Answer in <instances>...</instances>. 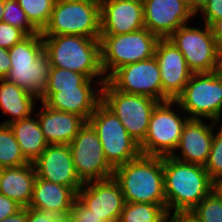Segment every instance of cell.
Here are the masks:
<instances>
[{
  "mask_svg": "<svg viewBox=\"0 0 222 222\" xmlns=\"http://www.w3.org/2000/svg\"><path fill=\"white\" fill-rule=\"evenodd\" d=\"M163 172L168 214H189L212 192V180L202 165L163 156Z\"/></svg>",
  "mask_w": 222,
  "mask_h": 222,
  "instance_id": "cell-1",
  "label": "cell"
},
{
  "mask_svg": "<svg viewBox=\"0 0 222 222\" xmlns=\"http://www.w3.org/2000/svg\"><path fill=\"white\" fill-rule=\"evenodd\" d=\"M44 52L50 66L68 69L84 74L103 86L105 75L101 66L100 38H89L76 35L42 36ZM102 77V78H101ZM97 81V82H96Z\"/></svg>",
  "mask_w": 222,
  "mask_h": 222,
  "instance_id": "cell-2",
  "label": "cell"
},
{
  "mask_svg": "<svg viewBox=\"0 0 222 222\" xmlns=\"http://www.w3.org/2000/svg\"><path fill=\"white\" fill-rule=\"evenodd\" d=\"M126 202L166 204L163 156L140 154L114 169Z\"/></svg>",
  "mask_w": 222,
  "mask_h": 222,
  "instance_id": "cell-3",
  "label": "cell"
},
{
  "mask_svg": "<svg viewBox=\"0 0 222 222\" xmlns=\"http://www.w3.org/2000/svg\"><path fill=\"white\" fill-rule=\"evenodd\" d=\"M8 52L11 68L5 79L40 100L48 84L50 70L41 33L28 35Z\"/></svg>",
  "mask_w": 222,
  "mask_h": 222,
  "instance_id": "cell-4",
  "label": "cell"
},
{
  "mask_svg": "<svg viewBox=\"0 0 222 222\" xmlns=\"http://www.w3.org/2000/svg\"><path fill=\"white\" fill-rule=\"evenodd\" d=\"M174 104L180 112L188 114L189 119H209L221 124L222 72L192 74Z\"/></svg>",
  "mask_w": 222,
  "mask_h": 222,
  "instance_id": "cell-5",
  "label": "cell"
},
{
  "mask_svg": "<svg viewBox=\"0 0 222 222\" xmlns=\"http://www.w3.org/2000/svg\"><path fill=\"white\" fill-rule=\"evenodd\" d=\"M42 36L76 35L100 38L98 0H55Z\"/></svg>",
  "mask_w": 222,
  "mask_h": 222,
  "instance_id": "cell-6",
  "label": "cell"
},
{
  "mask_svg": "<svg viewBox=\"0 0 222 222\" xmlns=\"http://www.w3.org/2000/svg\"><path fill=\"white\" fill-rule=\"evenodd\" d=\"M159 40L146 28L118 35L100 34L101 66L105 78L124 65L154 57Z\"/></svg>",
  "mask_w": 222,
  "mask_h": 222,
  "instance_id": "cell-7",
  "label": "cell"
},
{
  "mask_svg": "<svg viewBox=\"0 0 222 222\" xmlns=\"http://www.w3.org/2000/svg\"><path fill=\"white\" fill-rule=\"evenodd\" d=\"M88 122L97 132L106 161L113 169L141 154L139 144L128 134L118 117L102 102L91 114Z\"/></svg>",
  "mask_w": 222,
  "mask_h": 222,
  "instance_id": "cell-8",
  "label": "cell"
},
{
  "mask_svg": "<svg viewBox=\"0 0 222 222\" xmlns=\"http://www.w3.org/2000/svg\"><path fill=\"white\" fill-rule=\"evenodd\" d=\"M101 93L102 103L118 117L128 134L140 145L147 135L151 114L159 101L120 92L107 81Z\"/></svg>",
  "mask_w": 222,
  "mask_h": 222,
  "instance_id": "cell-9",
  "label": "cell"
},
{
  "mask_svg": "<svg viewBox=\"0 0 222 222\" xmlns=\"http://www.w3.org/2000/svg\"><path fill=\"white\" fill-rule=\"evenodd\" d=\"M203 25L201 29L184 24L168 38L183 54L193 74L219 70L220 49L210 26Z\"/></svg>",
  "mask_w": 222,
  "mask_h": 222,
  "instance_id": "cell-10",
  "label": "cell"
},
{
  "mask_svg": "<svg viewBox=\"0 0 222 222\" xmlns=\"http://www.w3.org/2000/svg\"><path fill=\"white\" fill-rule=\"evenodd\" d=\"M174 100L159 102L153 110L147 135L139 145L143 155L171 156L178 147L182 129L189 119L172 110Z\"/></svg>",
  "mask_w": 222,
  "mask_h": 222,
  "instance_id": "cell-11",
  "label": "cell"
},
{
  "mask_svg": "<svg viewBox=\"0 0 222 222\" xmlns=\"http://www.w3.org/2000/svg\"><path fill=\"white\" fill-rule=\"evenodd\" d=\"M106 81L120 92L143 95L159 102L171 100L162 91L160 68L155 56L118 68Z\"/></svg>",
  "mask_w": 222,
  "mask_h": 222,
  "instance_id": "cell-12",
  "label": "cell"
},
{
  "mask_svg": "<svg viewBox=\"0 0 222 222\" xmlns=\"http://www.w3.org/2000/svg\"><path fill=\"white\" fill-rule=\"evenodd\" d=\"M76 173L83 182L113 177L114 169L106 161L98 134L89 122L69 144Z\"/></svg>",
  "mask_w": 222,
  "mask_h": 222,
  "instance_id": "cell-13",
  "label": "cell"
},
{
  "mask_svg": "<svg viewBox=\"0 0 222 222\" xmlns=\"http://www.w3.org/2000/svg\"><path fill=\"white\" fill-rule=\"evenodd\" d=\"M77 199L105 222H118L126 203L113 177L84 183L77 192Z\"/></svg>",
  "mask_w": 222,
  "mask_h": 222,
  "instance_id": "cell-14",
  "label": "cell"
},
{
  "mask_svg": "<svg viewBox=\"0 0 222 222\" xmlns=\"http://www.w3.org/2000/svg\"><path fill=\"white\" fill-rule=\"evenodd\" d=\"M144 26L160 39H168L196 15L186 0H142Z\"/></svg>",
  "mask_w": 222,
  "mask_h": 222,
  "instance_id": "cell-15",
  "label": "cell"
},
{
  "mask_svg": "<svg viewBox=\"0 0 222 222\" xmlns=\"http://www.w3.org/2000/svg\"><path fill=\"white\" fill-rule=\"evenodd\" d=\"M33 165L38 178L70 187L76 193L84 184L76 173L67 144H49Z\"/></svg>",
  "mask_w": 222,
  "mask_h": 222,
  "instance_id": "cell-16",
  "label": "cell"
},
{
  "mask_svg": "<svg viewBox=\"0 0 222 222\" xmlns=\"http://www.w3.org/2000/svg\"><path fill=\"white\" fill-rule=\"evenodd\" d=\"M145 28L142 0L100 3V34H125Z\"/></svg>",
  "mask_w": 222,
  "mask_h": 222,
  "instance_id": "cell-17",
  "label": "cell"
},
{
  "mask_svg": "<svg viewBox=\"0 0 222 222\" xmlns=\"http://www.w3.org/2000/svg\"><path fill=\"white\" fill-rule=\"evenodd\" d=\"M155 58L160 68L162 91L171 100H175L193 73L188 68L183 54L169 39L158 41Z\"/></svg>",
  "mask_w": 222,
  "mask_h": 222,
  "instance_id": "cell-18",
  "label": "cell"
},
{
  "mask_svg": "<svg viewBox=\"0 0 222 222\" xmlns=\"http://www.w3.org/2000/svg\"><path fill=\"white\" fill-rule=\"evenodd\" d=\"M216 122L206 124L203 120L188 119L184 124L180 141L171 156L179 161L205 166L214 138ZM181 154V155H180Z\"/></svg>",
  "mask_w": 222,
  "mask_h": 222,
  "instance_id": "cell-19",
  "label": "cell"
},
{
  "mask_svg": "<svg viewBox=\"0 0 222 222\" xmlns=\"http://www.w3.org/2000/svg\"><path fill=\"white\" fill-rule=\"evenodd\" d=\"M97 87V91L60 89V92H44L40 101L52 109L82 116L88 122L91 114L102 102V86Z\"/></svg>",
  "mask_w": 222,
  "mask_h": 222,
  "instance_id": "cell-20",
  "label": "cell"
},
{
  "mask_svg": "<svg viewBox=\"0 0 222 222\" xmlns=\"http://www.w3.org/2000/svg\"><path fill=\"white\" fill-rule=\"evenodd\" d=\"M41 104L43 108L36 116L47 143L69 145L87 121L82 116Z\"/></svg>",
  "mask_w": 222,
  "mask_h": 222,
  "instance_id": "cell-21",
  "label": "cell"
},
{
  "mask_svg": "<svg viewBox=\"0 0 222 222\" xmlns=\"http://www.w3.org/2000/svg\"><path fill=\"white\" fill-rule=\"evenodd\" d=\"M76 199L77 193L72 188L37 177L28 207L38 210L52 209L67 218Z\"/></svg>",
  "mask_w": 222,
  "mask_h": 222,
  "instance_id": "cell-22",
  "label": "cell"
},
{
  "mask_svg": "<svg viewBox=\"0 0 222 222\" xmlns=\"http://www.w3.org/2000/svg\"><path fill=\"white\" fill-rule=\"evenodd\" d=\"M36 178L33 163L5 168L0 180V193L16 201L22 207H28Z\"/></svg>",
  "mask_w": 222,
  "mask_h": 222,
  "instance_id": "cell-23",
  "label": "cell"
},
{
  "mask_svg": "<svg viewBox=\"0 0 222 222\" xmlns=\"http://www.w3.org/2000/svg\"><path fill=\"white\" fill-rule=\"evenodd\" d=\"M35 99L39 101L15 83L0 79V108L3 110V114L12 116L11 119L8 118L1 124L9 125L12 122L30 117L34 111Z\"/></svg>",
  "mask_w": 222,
  "mask_h": 222,
  "instance_id": "cell-24",
  "label": "cell"
},
{
  "mask_svg": "<svg viewBox=\"0 0 222 222\" xmlns=\"http://www.w3.org/2000/svg\"><path fill=\"white\" fill-rule=\"evenodd\" d=\"M21 152L33 163L49 145L39 125L38 117H27L9 124Z\"/></svg>",
  "mask_w": 222,
  "mask_h": 222,
  "instance_id": "cell-25",
  "label": "cell"
},
{
  "mask_svg": "<svg viewBox=\"0 0 222 222\" xmlns=\"http://www.w3.org/2000/svg\"><path fill=\"white\" fill-rule=\"evenodd\" d=\"M166 204L126 202L118 222H165Z\"/></svg>",
  "mask_w": 222,
  "mask_h": 222,
  "instance_id": "cell-26",
  "label": "cell"
},
{
  "mask_svg": "<svg viewBox=\"0 0 222 222\" xmlns=\"http://www.w3.org/2000/svg\"><path fill=\"white\" fill-rule=\"evenodd\" d=\"M92 79L68 69L51 67L45 92H60V89H94Z\"/></svg>",
  "mask_w": 222,
  "mask_h": 222,
  "instance_id": "cell-27",
  "label": "cell"
},
{
  "mask_svg": "<svg viewBox=\"0 0 222 222\" xmlns=\"http://www.w3.org/2000/svg\"><path fill=\"white\" fill-rule=\"evenodd\" d=\"M28 163L9 125L0 124V166L5 169Z\"/></svg>",
  "mask_w": 222,
  "mask_h": 222,
  "instance_id": "cell-28",
  "label": "cell"
},
{
  "mask_svg": "<svg viewBox=\"0 0 222 222\" xmlns=\"http://www.w3.org/2000/svg\"><path fill=\"white\" fill-rule=\"evenodd\" d=\"M29 22L41 32L47 25L55 0H17Z\"/></svg>",
  "mask_w": 222,
  "mask_h": 222,
  "instance_id": "cell-29",
  "label": "cell"
},
{
  "mask_svg": "<svg viewBox=\"0 0 222 222\" xmlns=\"http://www.w3.org/2000/svg\"><path fill=\"white\" fill-rule=\"evenodd\" d=\"M189 214L197 222H222V200L211 192Z\"/></svg>",
  "mask_w": 222,
  "mask_h": 222,
  "instance_id": "cell-30",
  "label": "cell"
},
{
  "mask_svg": "<svg viewBox=\"0 0 222 222\" xmlns=\"http://www.w3.org/2000/svg\"><path fill=\"white\" fill-rule=\"evenodd\" d=\"M2 21L23 30L27 35L39 33L27 19L17 0H4Z\"/></svg>",
  "mask_w": 222,
  "mask_h": 222,
  "instance_id": "cell-31",
  "label": "cell"
},
{
  "mask_svg": "<svg viewBox=\"0 0 222 222\" xmlns=\"http://www.w3.org/2000/svg\"><path fill=\"white\" fill-rule=\"evenodd\" d=\"M219 126L221 128L216 131V134L214 132L209 157L204 166L212 181L222 177V123Z\"/></svg>",
  "mask_w": 222,
  "mask_h": 222,
  "instance_id": "cell-32",
  "label": "cell"
},
{
  "mask_svg": "<svg viewBox=\"0 0 222 222\" xmlns=\"http://www.w3.org/2000/svg\"><path fill=\"white\" fill-rule=\"evenodd\" d=\"M27 36L28 35L23 30L14 27L7 22H0V47L9 50Z\"/></svg>",
  "mask_w": 222,
  "mask_h": 222,
  "instance_id": "cell-33",
  "label": "cell"
},
{
  "mask_svg": "<svg viewBox=\"0 0 222 222\" xmlns=\"http://www.w3.org/2000/svg\"><path fill=\"white\" fill-rule=\"evenodd\" d=\"M69 222H105L102 218L93 214L78 199L73 202V206L66 218Z\"/></svg>",
  "mask_w": 222,
  "mask_h": 222,
  "instance_id": "cell-34",
  "label": "cell"
},
{
  "mask_svg": "<svg viewBox=\"0 0 222 222\" xmlns=\"http://www.w3.org/2000/svg\"><path fill=\"white\" fill-rule=\"evenodd\" d=\"M65 219L66 217L59 211L27 207V222H63Z\"/></svg>",
  "mask_w": 222,
  "mask_h": 222,
  "instance_id": "cell-35",
  "label": "cell"
},
{
  "mask_svg": "<svg viewBox=\"0 0 222 222\" xmlns=\"http://www.w3.org/2000/svg\"><path fill=\"white\" fill-rule=\"evenodd\" d=\"M199 13L204 17V23L210 26L215 20L222 18V0H208L197 14Z\"/></svg>",
  "mask_w": 222,
  "mask_h": 222,
  "instance_id": "cell-36",
  "label": "cell"
},
{
  "mask_svg": "<svg viewBox=\"0 0 222 222\" xmlns=\"http://www.w3.org/2000/svg\"><path fill=\"white\" fill-rule=\"evenodd\" d=\"M22 208L16 201L0 193V221L15 214Z\"/></svg>",
  "mask_w": 222,
  "mask_h": 222,
  "instance_id": "cell-37",
  "label": "cell"
},
{
  "mask_svg": "<svg viewBox=\"0 0 222 222\" xmlns=\"http://www.w3.org/2000/svg\"><path fill=\"white\" fill-rule=\"evenodd\" d=\"M11 68L8 49L0 47V79H5Z\"/></svg>",
  "mask_w": 222,
  "mask_h": 222,
  "instance_id": "cell-38",
  "label": "cell"
},
{
  "mask_svg": "<svg viewBox=\"0 0 222 222\" xmlns=\"http://www.w3.org/2000/svg\"><path fill=\"white\" fill-rule=\"evenodd\" d=\"M213 37L217 42L219 49L222 47V18L215 20L210 25Z\"/></svg>",
  "mask_w": 222,
  "mask_h": 222,
  "instance_id": "cell-39",
  "label": "cell"
},
{
  "mask_svg": "<svg viewBox=\"0 0 222 222\" xmlns=\"http://www.w3.org/2000/svg\"><path fill=\"white\" fill-rule=\"evenodd\" d=\"M0 222H27V207H22L15 214L6 217Z\"/></svg>",
  "mask_w": 222,
  "mask_h": 222,
  "instance_id": "cell-40",
  "label": "cell"
},
{
  "mask_svg": "<svg viewBox=\"0 0 222 222\" xmlns=\"http://www.w3.org/2000/svg\"><path fill=\"white\" fill-rule=\"evenodd\" d=\"M188 7L193 11L195 15L203 8L208 0H186Z\"/></svg>",
  "mask_w": 222,
  "mask_h": 222,
  "instance_id": "cell-41",
  "label": "cell"
},
{
  "mask_svg": "<svg viewBox=\"0 0 222 222\" xmlns=\"http://www.w3.org/2000/svg\"><path fill=\"white\" fill-rule=\"evenodd\" d=\"M171 222H197L191 214H172Z\"/></svg>",
  "mask_w": 222,
  "mask_h": 222,
  "instance_id": "cell-42",
  "label": "cell"
},
{
  "mask_svg": "<svg viewBox=\"0 0 222 222\" xmlns=\"http://www.w3.org/2000/svg\"><path fill=\"white\" fill-rule=\"evenodd\" d=\"M212 192L222 200V177L212 181Z\"/></svg>",
  "mask_w": 222,
  "mask_h": 222,
  "instance_id": "cell-43",
  "label": "cell"
},
{
  "mask_svg": "<svg viewBox=\"0 0 222 222\" xmlns=\"http://www.w3.org/2000/svg\"><path fill=\"white\" fill-rule=\"evenodd\" d=\"M3 12H4V0H0V22H2Z\"/></svg>",
  "mask_w": 222,
  "mask_h": 222,
  "instance_id": "cell-44",
  "label": "cell"
},
{
  "mask_svg": "<svg viewBox=\"0 0 222 222\" xmlns=\"http://www.w3.org/2000/svg\"><path fill=\"white\" fill-rule=\"evenodd\" d=\"M219 71L222 72V47L220 48V53H219Z\"/></svg>",
  "mask_w": 222,
  "mask_h": 222,
  "instance_id": "cell-45",
  "label": "cell"
},
{
  "mask_svg": "<svg viewBox=\"0 0 222 222\" xmlns=\"http://www.w3.org/2000/svg\"><path fill=\"white\" fill-rule=\"evenodd\" d=\"M165 222H171V214H168L167 220Z\"/></svg>",
  "mask_w": 222,
  "mask_h": 222,
  "instance_id": "cell-46",
  "label": "cell"
},
{
  "mask_svg": "<svg viewBox=\"0 0 222 222\" xmlns=\"http://www.w3.org/2000/svg\"><path fill=\"white\" fill-rule=\"evenodd\" d=\"M2 173H3V168L0 166V180H1Z\"/></svg>",
  "mask_w": 222,
  "mask_h": 222,
  "instance_id": "cell-47",
  "label": "cell"
},
{
  "mask_svg": "<svg viewBox=\"0 0 222 222\" xmlns=\"http://www.w3.org/2000/svg\"><path fill=\"white\" fill-rule=\"evenodd\" d=\"M98 1L101 3V2H104V1H110V0H98Z\"/></svg>",
  "mask_w": 222,
  "mask_h": 222,
  "instance_id": "cell-48",
  "label": "cell"
}]
</instances>
